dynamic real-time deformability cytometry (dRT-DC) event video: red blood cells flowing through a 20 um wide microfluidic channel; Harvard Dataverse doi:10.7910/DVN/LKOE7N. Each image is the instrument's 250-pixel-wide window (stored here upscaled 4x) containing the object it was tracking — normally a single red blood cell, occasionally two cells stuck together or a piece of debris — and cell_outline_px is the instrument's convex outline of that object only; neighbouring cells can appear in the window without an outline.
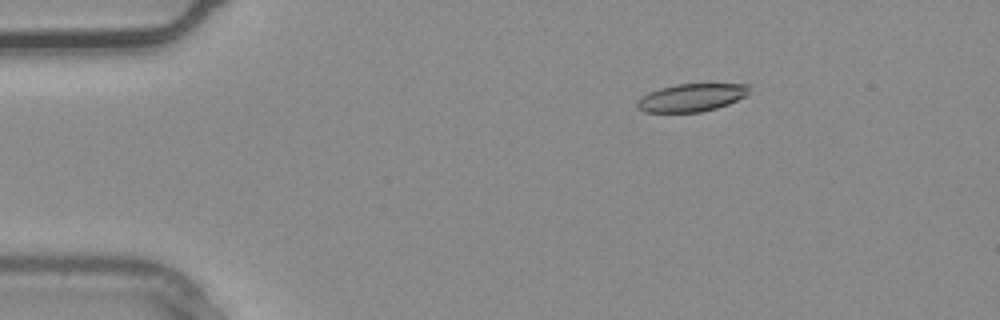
{"species": "common noctule bat (a hibernating species)", "species_latin": "Nyctalus noctula", "temperature_condition": "warm", "stored_images_in_passage": 4, "segment_of_instrument_passage": [1, 2], "camera_frame_rate_fps": 3000, "um_per_image_px": 0.085, "animal": {"sex": "male", "body_mass_g": 20.4}, "frame": {"image": 1, "passage_image": 2, "time_ms": 0.333, "image_size_px": [1000, 320], "cell_outline_px": [[748, 92], [744, 96], [728, 104], [716, 108], [700, 112], [644, 112], [636, 108], [636, 100], [640, 96], [648, 92], [660, 88], [676, 84], [748, 84]], "centroid_in_image_um": [58.69, 8.3], "position_along_channel_um": 26.3, "area_um2": 18.15}}